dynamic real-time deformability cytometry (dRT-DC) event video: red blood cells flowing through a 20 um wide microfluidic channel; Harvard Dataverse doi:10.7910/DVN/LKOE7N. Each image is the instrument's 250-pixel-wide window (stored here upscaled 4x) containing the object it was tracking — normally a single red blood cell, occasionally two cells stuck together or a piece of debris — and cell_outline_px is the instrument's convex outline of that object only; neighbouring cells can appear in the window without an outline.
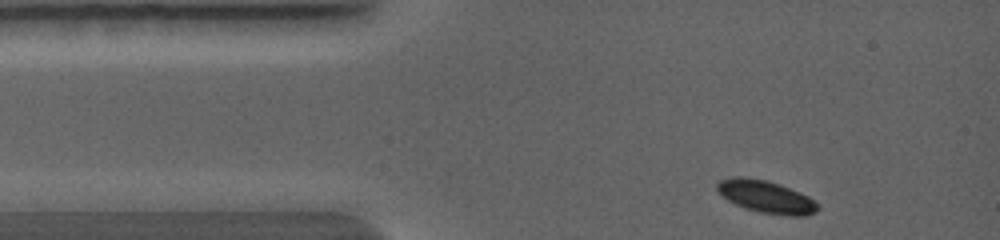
{"species": "common noctule bat (a hibernating species)", "species_latin": "Nyctalus noctula", "temperature_condition": "warm", "stored_images_in_passage": 19, "camera_frame_rate_fps": 5000, "um_per_image_px": 0.085, "animal": {"sex": "female", "body_mass_g": 19.0, "forearm_length_mm": 56.7}, "frame": {"image": 1, "passage_image": 1, "time_ms": 0.0, "image_size_px": [1000, 240], "cell_outline_px": [[820, 208], [816, 212], [808, 216], [784, 216], [756, 212], [744, 208], [720, 196], [716, 192], [716, 184], [720, 180], [764, 180], [788, 188], [808, 196], [820, 204]], "centroid_in_image_um": [65.19, 16.81], "position_along_channel_um": 19.8, "area_um2": 18.55}}
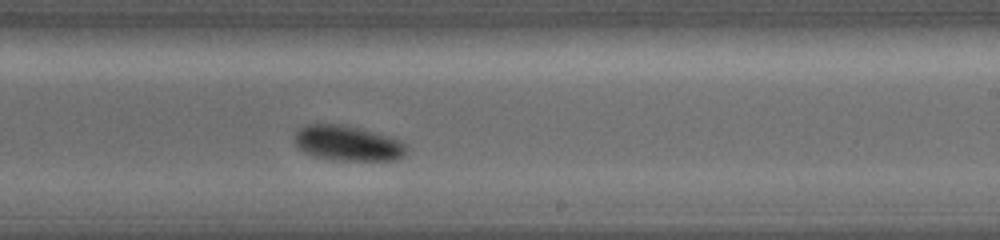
{"frame": {"image": 2, "passage_image": 12, "time_ms": 5.2, "image_size_px": [1000, 240], "cell_outline_px": [[408, 152], [404, 156], [396, 160], [332, 160], [312, 156], [304, 152], [296, 144], [296, 132], [300, 128], [316, 124], [320, 124], [348, 128], [396, 140], [404, 144], [408, 148]], "centroid_in_image_um": [29.53, 12.26], "position_along_channel_um": 259.5, "area_um2": 21.56}}
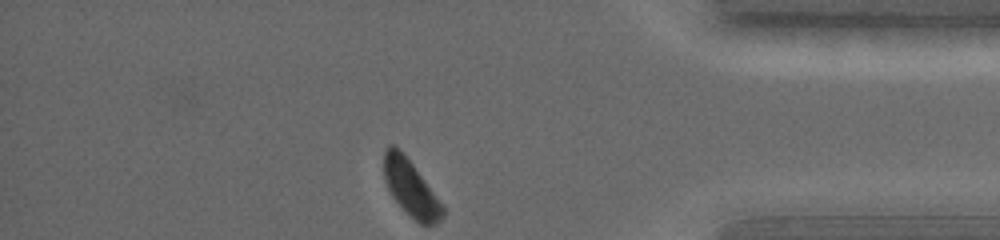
{"frame": {"image": 3, "passage_image": 19, "time_ms": 8.2, "image_size_px": [1000, 240], "cell_outline_px": [[444, 216], [436, 224], [420, 224], [396, 200], [388, 188], [384, 172], [384, 156], [388, 148], [396, 148], [408, 160], [444, 208]], "centroid_in_image_um": [34.94, 16.07], "position_along_channel_um": 400.3, "area_um2": 17.63}}